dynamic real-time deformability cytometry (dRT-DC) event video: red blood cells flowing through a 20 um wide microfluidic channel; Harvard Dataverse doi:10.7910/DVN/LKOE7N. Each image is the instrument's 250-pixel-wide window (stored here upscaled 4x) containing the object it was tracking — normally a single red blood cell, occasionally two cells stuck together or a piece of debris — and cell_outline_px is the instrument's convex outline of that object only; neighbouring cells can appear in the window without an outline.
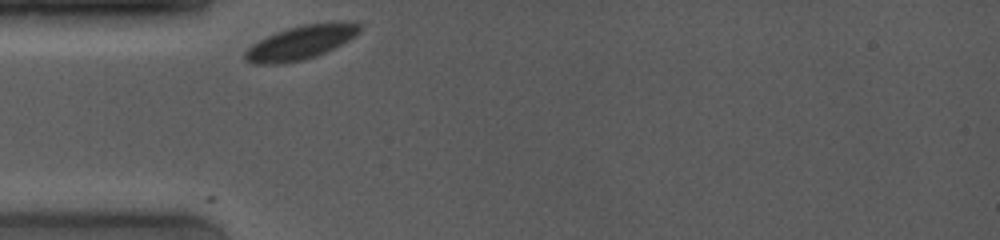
{"species": "common noctule bat (a hibernating species)", "species_latin": "Nyctalus noctula", "temperature_condition": "room temperature", "stored_images_in_passage": 26, "camera_frame_rate_fps": 4000, "um_per_image_px": 0.085, "animal": {"sex": "female", "body_mass_g": 19.0, "forearm_length_mm": 53.3}, "frame": {"image": 1, "passage_image": 1, "time_ms": 0.0, "image_size_px": [1000, 240], "cell_outline_px": [[360, 32], [348, 40], [316, 56], [304, 60], [284, 64], [256, 64], [244, 60], [244, 52], [252, 44], [276, 32], [288, 28], [304, 24], [348, 20], [356, 20], [360, 24]], "centroid_in_image_um": [25.59, 3.59], "position_along_channel_um": 59.4, "area_um2": 22.77}}